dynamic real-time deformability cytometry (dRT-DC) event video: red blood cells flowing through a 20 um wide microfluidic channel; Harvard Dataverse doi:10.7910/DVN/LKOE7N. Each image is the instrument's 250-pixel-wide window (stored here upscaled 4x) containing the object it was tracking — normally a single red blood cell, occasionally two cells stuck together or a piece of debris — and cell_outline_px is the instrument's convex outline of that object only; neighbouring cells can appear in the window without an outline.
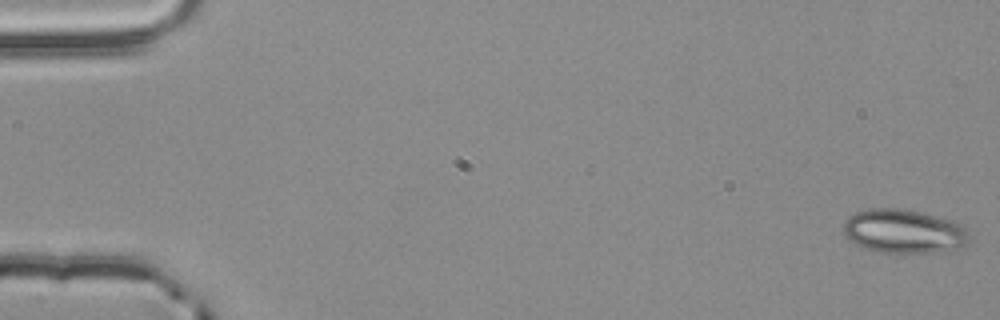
{"species": "common noctule bat (a hibernating species)", "species_latin": "Nyctalus noctula", "temperature_condition": "room temperature", "stored_images_in_passage": 4, "camera_frame_rate_fps": 3000, "um_per_image_px": 0.085, "animal": {"sex": "male", "body_mass_g": 20.4}, "frame": {"image": 1, "passage_image": 1, "time_ms": 0.0, "image_size_px": [1000, 320], "cell_outline_px": [[972, 236], [964, 244], [956, 248], [940, 252], [884, 252], [864, 248], [856, 244], [844, 232], [844, 224], [848, 216], [856, 212], [868, 208], [900, 208], [920, 212], [964, 224]], "centroid_in_image_um": [76.86, 19.64], "position_along_channel_um": 8.1, "area_um2": 31.96}}